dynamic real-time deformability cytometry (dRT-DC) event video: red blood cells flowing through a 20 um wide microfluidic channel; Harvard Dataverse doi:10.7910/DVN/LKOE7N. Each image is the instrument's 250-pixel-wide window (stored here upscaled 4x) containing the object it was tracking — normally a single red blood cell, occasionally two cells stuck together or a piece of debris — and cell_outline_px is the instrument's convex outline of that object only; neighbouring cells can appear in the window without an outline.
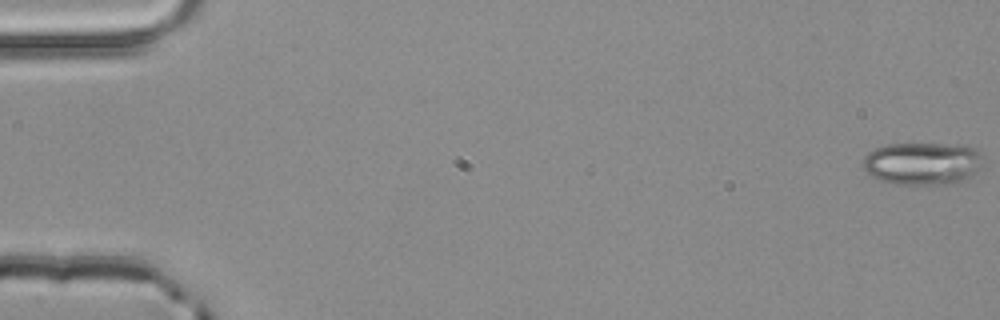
{"species": "common noctule bat (a hibernating species)", "species_latin": "Nyctalus noctula", "temperature_condition": "room temperature", "stored_images_in_passage": 4, "camera_frame_rate_fps": 3000, "um_per_image_px": 0.085, "animal": {"sex": "male", "body_mass_g": 20.4}, "frame": {"image": 1, "passage_image": 1, "time_ms": 0.0, "image_size_px": [1000, 320], "cell_outline_px": [[980, 168], [976, 172], [964, 180], [956, 184], [896, 184], [876, 180], [868, 176], [864, 172], [864, 156], [868, 152], [884, 144], [964, 144], [976, 148], [980, 152]], "centroid_in_image_um": [78.38, 13.9], "position_along_channel_um": 6.6, "area_um2": 30.29}}